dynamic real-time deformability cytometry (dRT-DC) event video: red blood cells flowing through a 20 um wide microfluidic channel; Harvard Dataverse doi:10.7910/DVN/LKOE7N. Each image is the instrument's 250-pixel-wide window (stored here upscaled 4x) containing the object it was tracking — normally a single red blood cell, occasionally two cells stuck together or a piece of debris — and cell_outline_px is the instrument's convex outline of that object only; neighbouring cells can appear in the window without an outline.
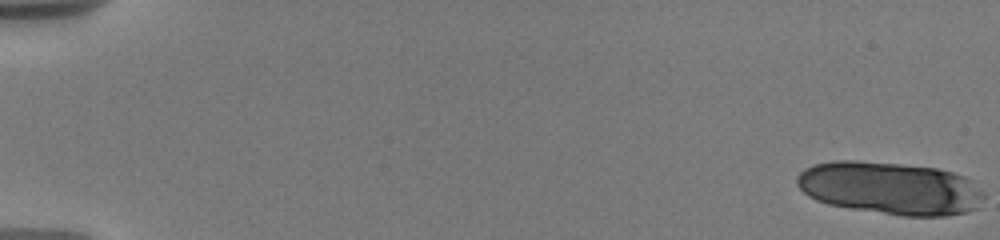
{"species": "human", "species_latin": "Homo sapiens", "temperature_condition": "warm", "stored_images_in_passage": 16, "camera_frame_rate_fps": 3000, "um_per_image_px": 0.085, "donor": {"sex": "male"}, "frame": {"image": 1, "passage_image": 1, "time_ms": 0.0, "image_size_px": [1000, 240], "cell_outline_px": [[984, 196], [980, 208], [968, 212], [948, 216], [900, 216], [848, 208], [828, 204], [816, 200], [808, 196], [796, 184], [796, 176], [804, 168], [812, 164], [832, 160], [856, 160], [900, 164], [936, 168], [952, 172], [964, 176], [984, 192]], "centroid_in_image_um": [75.65, 16.0], "position_along_channel_um": 9.3, "area_um2": 58.03}}
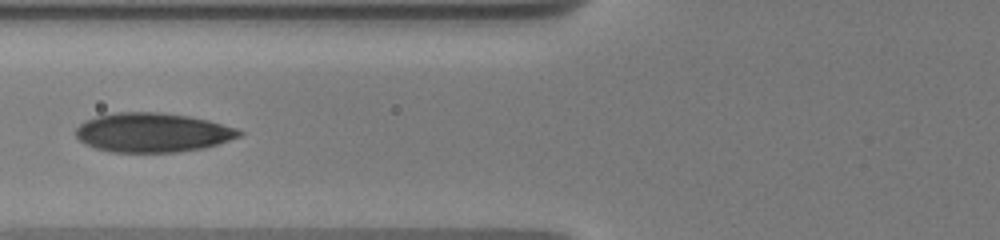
{"frame": {"image": 2, "passage_image": 14, "time_ms": 8.0, "image_size_px": [1000, 240], "cell_outline_px": [[244, 132], [240, 136], [204, 148], [180, 152], [112, 152], [96, 148], [80, 140], [76, 136], [76, 128], [84, 120], [96, 116], [116, 112], [160, 112], [188, 116], [208, 120], [236, 128]], "centroid_in_image_um": [12.96, 11.26], "position_along_channel_um": 112.8, "area_um2": 37.28}}
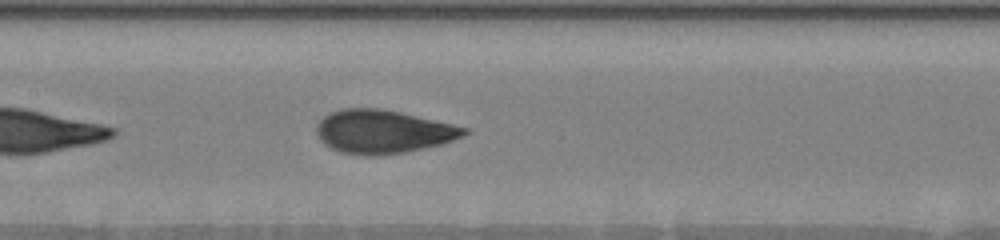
{"frame": {"image": 3, "passage_image": 16, "time_ms": 9.667, "image_size_px": [1000, 240], "cell_outline_px": [[468, 132], [464, 136], [440, 144], [424, 148], [404, 152], [376, 156], [364, 156], [340, 152], [324, 144], [320, 140], [316, 132], [316, 124], [328, 112], [340, 108], [380, 108], [400, 112], [452, 124], [468, 128]], "centroid_in_image_um": [32.51, 11.18], "position_along_channel_um": 174.9, "area_um2": 37.45}}